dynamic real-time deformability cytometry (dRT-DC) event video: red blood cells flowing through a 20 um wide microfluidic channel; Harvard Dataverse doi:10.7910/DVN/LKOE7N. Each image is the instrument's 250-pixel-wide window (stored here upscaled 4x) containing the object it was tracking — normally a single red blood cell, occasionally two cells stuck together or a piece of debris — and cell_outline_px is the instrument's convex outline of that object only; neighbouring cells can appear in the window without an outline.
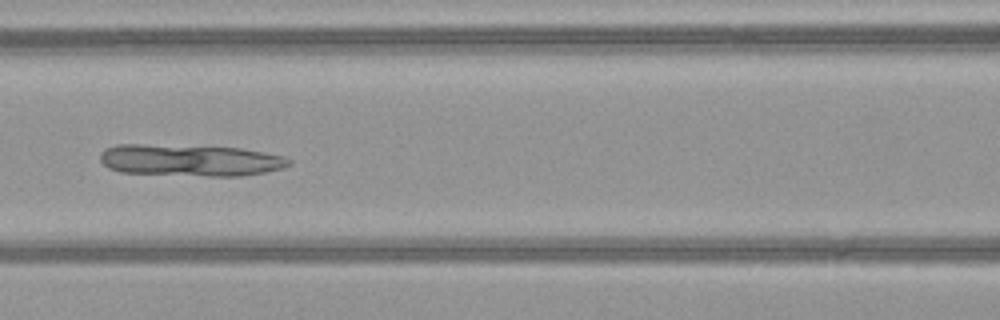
{"species": "common noctule bat (a hibernating species)", "species_latin": "Nyctalus noctula", "temperature_condition": "warm", "stored_images_in_passage": 31, "camera_frame_rate_fps": 3000, "um_per_image_px": 0.085, "animal": {"sex": "female", "body_mass_g": 21.9}, "frame": {"image": 1, "passage_image": 9, "time_ms": 2.667, "image_size_px": [1000, 320], "cell_outline_px": [[292, 164], [280, 168], [264, 172], [240, 176], [208, 176], [120, 172], [108, 168], [100, 160], [100, 152], [104, 148], [116, 144], [144, 144], [240, 148], [284, 156], [292, 160]], "centroid_in_image_um": [16.12, 13.62], "position_along_channel_um": 150.5, "area_um2": 34.91}}
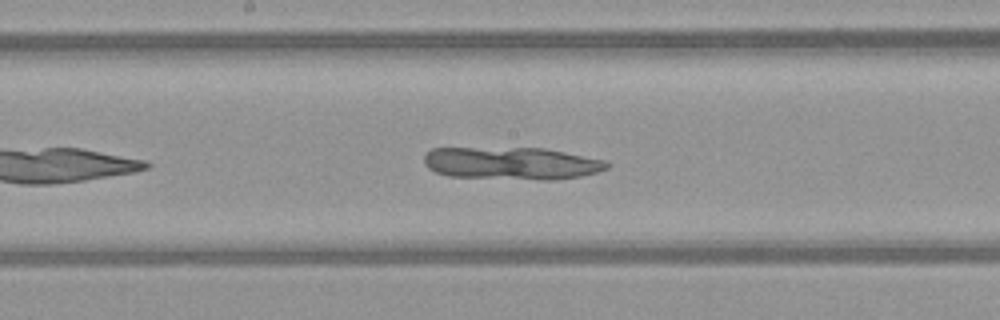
{"frame": {"image": 2, "passage_image": 13, "time_ms": 4.0, "image_size_px": [1000, 320], "cell_outline_px": [[612, 164], [608, 168], [596, 172], [580, 176], [552, 180], [544, 180], [448, 176], [436, 172], [428, 168], [424, 164], [424, 156], [432, 148], [544, 148], [608, 160]], "centroid_in_image_um": [43.52, 13.88], "position_along_channel_um": 204.7, "area_um2": 34.8}}